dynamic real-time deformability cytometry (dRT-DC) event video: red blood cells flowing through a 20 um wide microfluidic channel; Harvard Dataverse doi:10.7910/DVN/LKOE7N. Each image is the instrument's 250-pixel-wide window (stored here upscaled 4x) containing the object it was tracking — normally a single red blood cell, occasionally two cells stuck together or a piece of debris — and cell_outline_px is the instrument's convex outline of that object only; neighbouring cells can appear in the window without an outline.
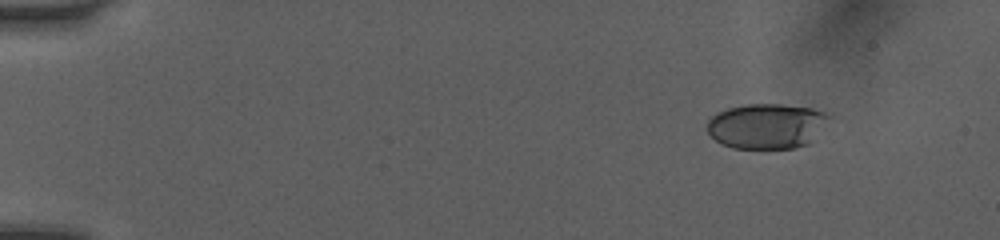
{"species": "human", "species_latin": "Homo sapiens", "temperature_condition": "room temperature", "stored_images_in_passage": 15, "camera_frame_rate_fps": 3000, "um_per_image_px": 0.085, "donor": {"sex": "female"}, "frame": {"image": 1, "passage_image": 3, "time_ms": 0.667, "image_size_px": [1000, 240], "cell_outline_px": [[832, 116], [808, 144], [792, 148], [732, 148], [716, 140], [708, 132], [708, 120], [716, 112], [728, 108], [744, 104], [780, 104], [808, 108], [824, 112]], "centroid_in_image_um": [65.15, 10.7], "position_along_channel_um": 19.9, "area_um2": 31.79}}
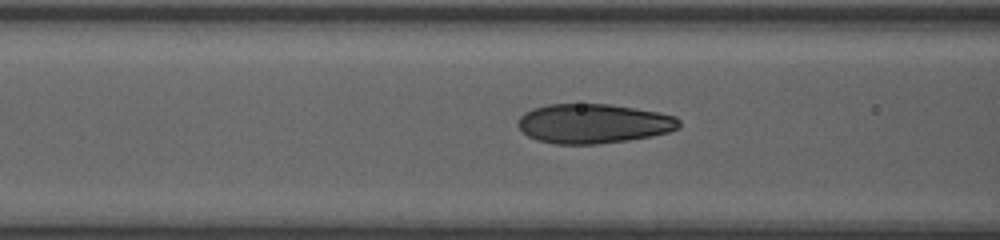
{"frame": {"image": 2, "passage_image": 12, "time_ms": 3.667, "image_size_px": [1000, 240], "cell_outline_px": [[680, 128], [668, 132], [652, 136], [628, 140], [596, 144], [556, 144], [536, 140], [528, 136], [516, 124], [520, 116], [524, 112], [532, 108], [548, 104], [608, 104], [656, 112], [676, 116], [680, 120]], "centroid_in_image_um": [50.42, 10.51], "position_along_channel_um": 116.2, "area_um2": 37.11}}
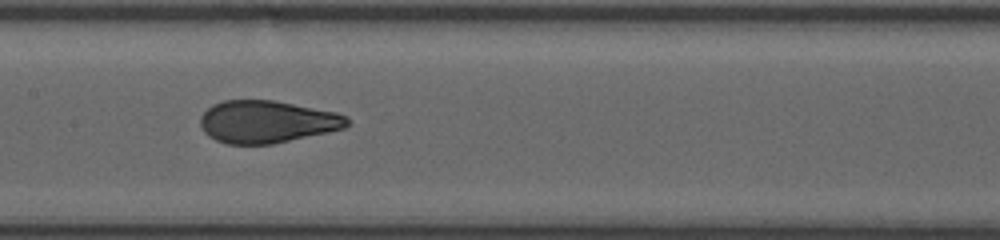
{"frame": {"image": 3, "passage_image": 14, "time_ms": 4.333, "image_size_px": [1000, 240], "cell_outline_px": [[348, 124], [344, 128], [328, 132], [272, 144], [228, 144], [216, 140], [208, 136], [204, 132], [200, 124], [200, 116], [212, 104], [224, 100], [276, 100], [336, 112], [348, 116]], "centroid_in_image_um": [22.68, 10.34], "position_along_channel_um": 184.7, "area_um2": 36.36}}